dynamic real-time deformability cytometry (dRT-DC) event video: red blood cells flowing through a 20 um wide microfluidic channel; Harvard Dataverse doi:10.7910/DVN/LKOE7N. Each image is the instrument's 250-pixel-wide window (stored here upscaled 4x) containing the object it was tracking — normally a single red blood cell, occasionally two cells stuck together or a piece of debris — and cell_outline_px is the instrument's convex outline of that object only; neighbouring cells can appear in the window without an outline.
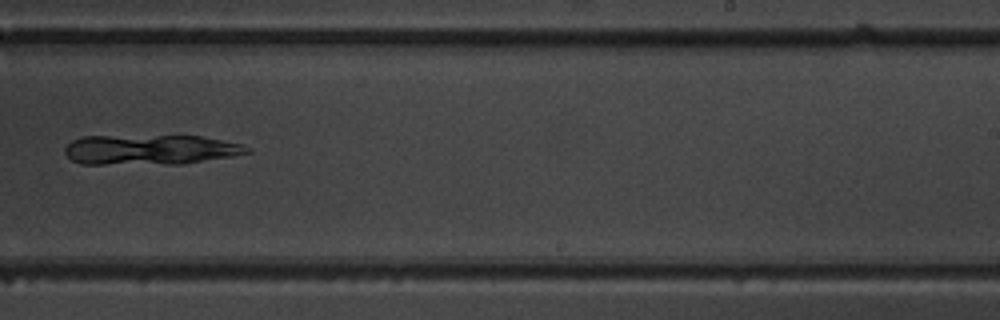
{"species": "common noctule bat (a hibernating species)", "species_latin": "Nyctalus noctula", "temperature_condition": "warm", "stored_images_in_passage": 10, "camera_frame_rate_fps": 3000, "um_per_image_px": 0.085, "animal": {"sex": "male", "body_mass_g": 19.5, "forearm_length_mm": 54.6}, "frame": {"image": 1, "passage_image": 9, "time_ms": 11.0, "image_size_px": [1000, 320], "cell_outline_px": [[252, 152], [232, 156], [184, 164], [80, 164], [72, 160], [64, 152], [64, 148], [72, 140], [84, 136], [200, 136], [240, 144], [252, 148]], "centroid_in_image_um": [12.76, 12.73], "position_along_channel_um": 276.2, "area_um2": 31.96}}
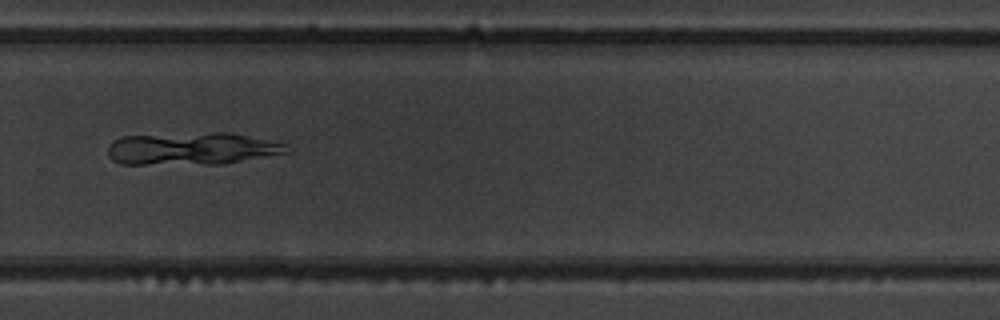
{"frame": {"image": 2, "passage_image": 10, "time_ms": 12.0, "image_size_px": [1000, 320], "cell_outline_px": [[292, 152], [224, 164], [120, 164], [112, 160], [108, 156], [108, 144], [112, 140], [124, 136], [216, 132], [228, 132], [284, 144]], "centroid_in_image_um": [16.27, 12.65], "position_along_channel_um": 313.5, "area_um2": 33.81}}